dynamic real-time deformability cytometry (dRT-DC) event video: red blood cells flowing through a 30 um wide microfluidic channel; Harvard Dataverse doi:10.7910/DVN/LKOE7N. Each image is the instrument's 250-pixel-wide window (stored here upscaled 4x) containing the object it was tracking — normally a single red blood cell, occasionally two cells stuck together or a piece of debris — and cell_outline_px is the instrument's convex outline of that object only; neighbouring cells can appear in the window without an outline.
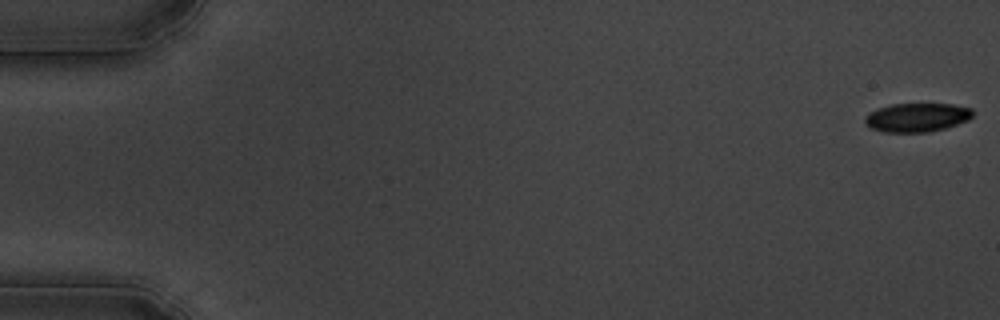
{"species": "common noctule bat (a hibernating species)", "species_latin": "Nyctalus noctula", "temperature_condition": "cold", "stored_images_in_passage": 56, "camera_frame_rate_fps": 3000, "um_per_image_px": 0.085, "animal": {"sex": "male", "body_mass_g": 19.5, "forearm_length_mm": 54.6}, "frame": {"image": 1, "passage_image": 1, "time_ms": 0.0, "image_size_px": [1000, 320], "cell_outline_px": [[972, 116], [968, 120], [944, 128], [928, 132], [884, 132], [868, 128], [864, 124], [864, 120], [872, 112], [880, 108], [892, 104], [952, 104], [972, 108]], "centroid_in_image_um": [77.93, 9.99], "position_along_channel_um": 7.1, "area_um2": 17.92}}
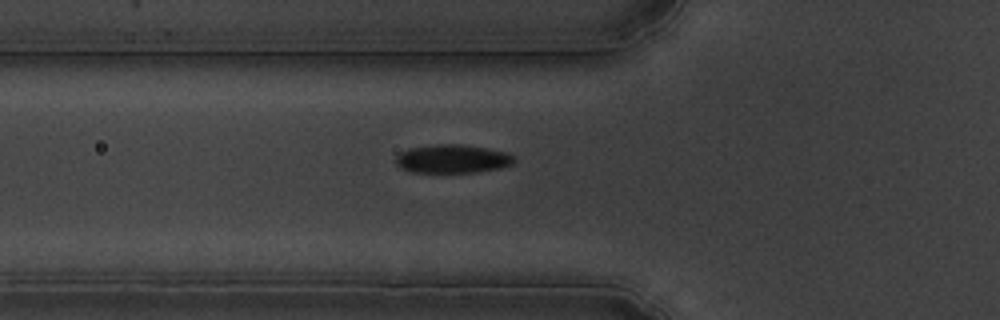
{"frame": {"image": 2, "passage_image": 20, "time_ms": 6.333, "image_size_px": [1000, 320], "cell_outline_px": [[516, 160], [512, 164], [500, 168], [476, 172], [412, 172], [400, 168], [396, 164], [396, 156], [400, 152], [408, 148], [436, 144], [460, 144], [484, 148], [504, 152], [512, 156]], "centroid_in_image_um": [38.41, 13.5], "position_along_channel_um": 87.4, "area_um2": 19.54}}
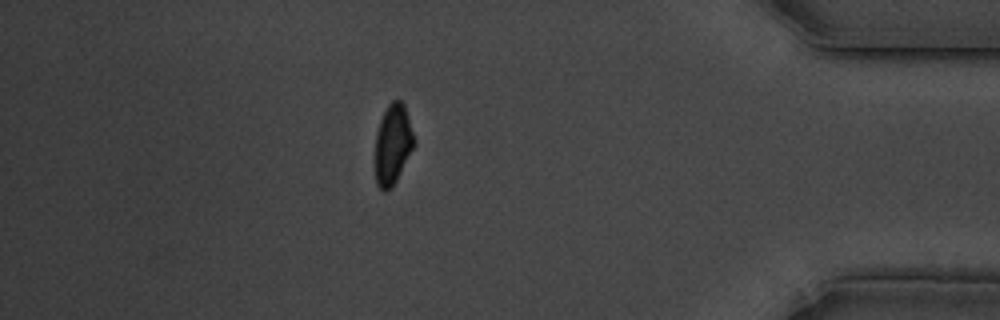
{"frame": {"image": 3, "passage_image": 49, "time_ms": 16.0, "image_size_px": [1000, 320], "cell_outline_px": [[416, 144], [392, 188], [384, 192], [376, 184], [376, 132], [380, 120], [388, 104], [392, 100], [400, 100], [404, 104], [416, 140]], "centroid_in_image_um": [33.41, 12.27], "position_along_channel_um": 401.8, "area_um2": 18.26}, "authors_computed_cell_mechanics": {"area_um2": 19.4786, "velocity_mm_per_s": 3.6345, "shape_relaxation_time_tau1_ms": 3.2251, "shape_relaxation_time_tau2_ms": null, "deformation_change_tau1": 0.097, "deformation_change_tau2": null}}